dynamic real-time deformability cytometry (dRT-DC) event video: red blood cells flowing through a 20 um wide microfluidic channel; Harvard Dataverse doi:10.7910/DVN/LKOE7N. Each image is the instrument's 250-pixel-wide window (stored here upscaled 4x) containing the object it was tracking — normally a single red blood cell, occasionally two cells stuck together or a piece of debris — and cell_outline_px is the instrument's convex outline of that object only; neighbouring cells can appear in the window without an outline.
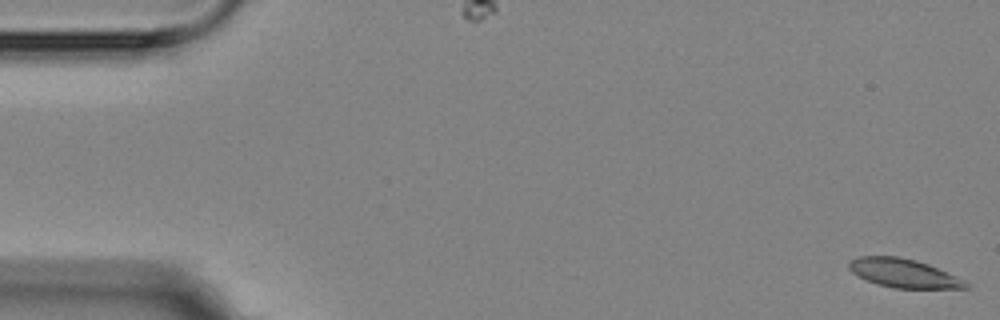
{"species": "Egyptian fruit bat (a non-hibernating species)", "species_latin": "Rousettus aegyptiacus", "temperature_condition": "room temperature", "stored_images_in_passage": 5, "camera_frame_rate_fps": 3000, "um_per_image_px": 0.085, "animal": {"sex": "female"}, "frame": {"image": 1, "passage_image": 1, "time_ms": 0.0, "image_size_px": [1000, 320], "cell_outline_px": [[968, 288], [896, 288], [876, 284], [852, 272], [848, 268], [848, 264], [852, 260], [860, 256], [900, 256], [916, 260], [928, 264], [964, 280], [968, 284]], "centroid_in_image_um": [76.79, 23.21], "position_along_channel_um": 8.2, "area_um2": 19.25}}
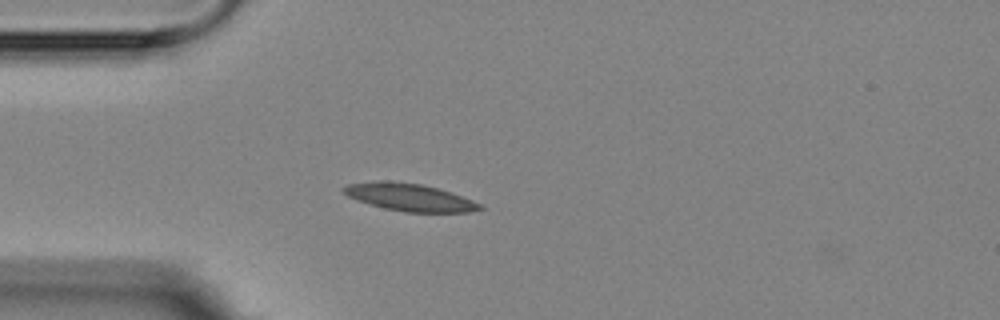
{"frame": {"image": 2, "passage_image": 5, "time_ms": 4.667, "image_size_px": [1000, 320], "cell_outline_px": [[484, 208], [468, 212], [404, 212], [384, 208], [368, 204], [356, 200], [348, 196], [340, 188], [348, 184], [380, 180], [388, 180], [420, 184], [436, 188], [472, 200], [480, 204]], "centroid_in_image_um": [34.74, 16.76], "position_along_channel_um": 50.3, "area_um2": 21.62}}